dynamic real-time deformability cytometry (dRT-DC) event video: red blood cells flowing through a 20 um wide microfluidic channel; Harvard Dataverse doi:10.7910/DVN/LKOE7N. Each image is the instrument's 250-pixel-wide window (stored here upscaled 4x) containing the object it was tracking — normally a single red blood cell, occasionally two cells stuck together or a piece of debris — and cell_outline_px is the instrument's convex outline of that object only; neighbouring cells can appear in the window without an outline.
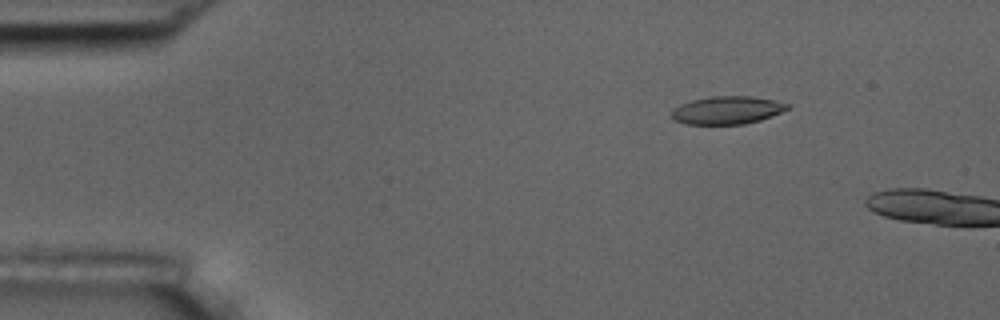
{"species": "common noctule bat (a hibernating species)", "species_latin": "Nyctalus noctula", "temperature_condition": "room temperature", "stored_images_in_passage": 3, "camera_frame_rate_fps": 3000, "um_per_image_px": 0.085, "animal": {"sex": "male", "body_mass_g": 17.5, "forearm_length_mm": 52.3}, "frame": {"image": 1, "passage_image": 2, "time_ms": 2.0, "image_size_px": [1000, 320], "cell_outline_px": [[792, 104], [788, 108], [772, 116], [760, 120], [744, 124], [688, 124], [672, 120], [672, 108], [680, 104], [692, 100], [712, 96], [752, 96]], "centroid_in_image_um": [61.79, 9.36], "position_along_channel_um": 23.2, "area_um2": 18.84}}